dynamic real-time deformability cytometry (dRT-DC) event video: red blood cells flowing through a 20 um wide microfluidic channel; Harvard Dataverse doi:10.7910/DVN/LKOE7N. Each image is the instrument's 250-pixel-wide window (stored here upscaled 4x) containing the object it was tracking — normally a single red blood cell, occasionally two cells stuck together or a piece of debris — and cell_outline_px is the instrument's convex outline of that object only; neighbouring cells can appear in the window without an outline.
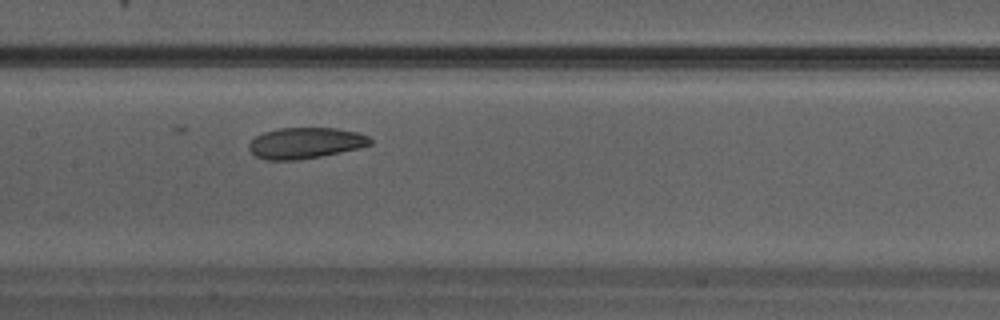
{"species": "Egyptian fruit bat (a non-hibernating species)", "species_latin": "Rousettus aegyptiacus", "temperature_condition": "warm", "stored_images_in_passage": 31, "camera_frame_rate_fps": 3000, "um_per_image_px": 0.085, "animal": {"sex": "male"}, "frame": {"image": 1, "passage_image": 14, "time_ms": 4.333, "image_size_px": [1000, 320], "cell_outline_px": [[372, 144], [360, 148], [320, 156], [296, 160], [264, 160], [256, 156], [248, 148], [248, 144], [256, 136], [264, 132], [280, 128], [336, 128], [356, 132], [368, 136], [372, 140]], "centroid_in_image_um": [25.95, 12.16], "position_along_channel_um": 181.4, "area_um2": 21.85}}